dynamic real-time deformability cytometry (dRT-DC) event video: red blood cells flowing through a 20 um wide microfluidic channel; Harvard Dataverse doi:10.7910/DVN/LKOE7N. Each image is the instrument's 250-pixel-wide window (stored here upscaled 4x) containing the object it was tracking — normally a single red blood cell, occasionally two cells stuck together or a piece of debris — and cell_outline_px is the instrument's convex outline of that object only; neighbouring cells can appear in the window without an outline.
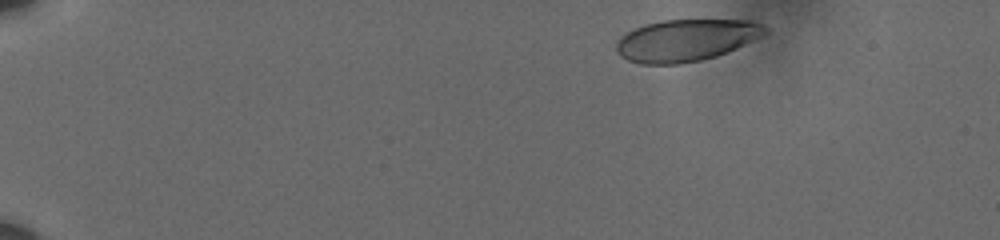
{"species": "human", "species_latin": "Homo sapiens", "temperature_condition": "cold", "stored_images_in_passage": 45, "camera_frame_rate_fps": 3000, "um_per_image_px": 0.085, "donor": {"sex": "male"}, "frame": {"image": 1, "passage_image": 1, "time_ms": 0.0, "image_size_px": [1000, 240], "cell_outline_px": [[768, 32], [736, 48], [716, 56], [700, 60], [680, 64], [640, 64], [628, 60], [620, 56], [616, 48], [616, 44], [620, 36], [644, 24], [664, 20], [752, 20], [764, 24], [768, 28]], "centroid_in_image_um": [58.31, 3.41], "position_along_channel_um": 26.7, "area_um2": 36.24}}
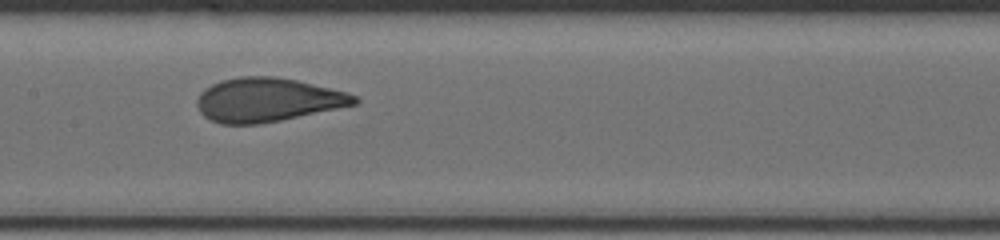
{"frame": {"image": 2, "passage_image": 24, "time_ms": 7.667, "image_size_px": [1000, 240], "cell_outline_px": [[360, 100], [356, 104], [280, 120], [260, 124], [220, 124], [204, 116], [200, 112], [196, 104], [196, 100], [200, 92], [204, 88], [220, 80], [240, 76], [276, 76], [296, 80], [348, 92], [356, 96]], "centroid_in_image_um": [22.7, 8.48], "position_along_channel_um": 184.7, "area_um2": 40.23}}
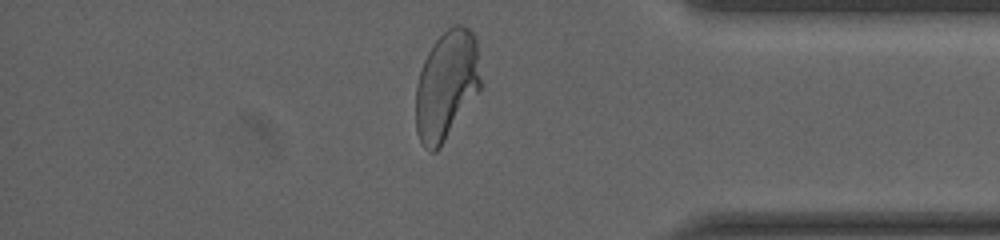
{"frame": {"image": 3, "passage_image": 43, "time_ms": 14.0, "image_size_px": [1000, 240], "cell_outline_px": [[480, 88], [440, 148], [436, 152], [428, 152], [424, 148], [416, 132], [416, 84], [424, 60], [428, 52], [436, 40], [448, 28], [456, 24], [460, 24], [468, 28], [476, 36], [480, 80]], "centroid_in_image_um": [37.93, 7.26], "position_along_channel_um": 397.3, "area_um2": 41.04}, "authors_computed_cell_mechanics": {"area_um2": 40.171, "velocity_mm_per_s": 3.6013, "shape_relaxation_time_tau1_ms": 6.9594, "shape_relaxation_time_tau2_ms": null, "deformation_change_tau1": 0.2216, "deformation_change_tau2": null}}